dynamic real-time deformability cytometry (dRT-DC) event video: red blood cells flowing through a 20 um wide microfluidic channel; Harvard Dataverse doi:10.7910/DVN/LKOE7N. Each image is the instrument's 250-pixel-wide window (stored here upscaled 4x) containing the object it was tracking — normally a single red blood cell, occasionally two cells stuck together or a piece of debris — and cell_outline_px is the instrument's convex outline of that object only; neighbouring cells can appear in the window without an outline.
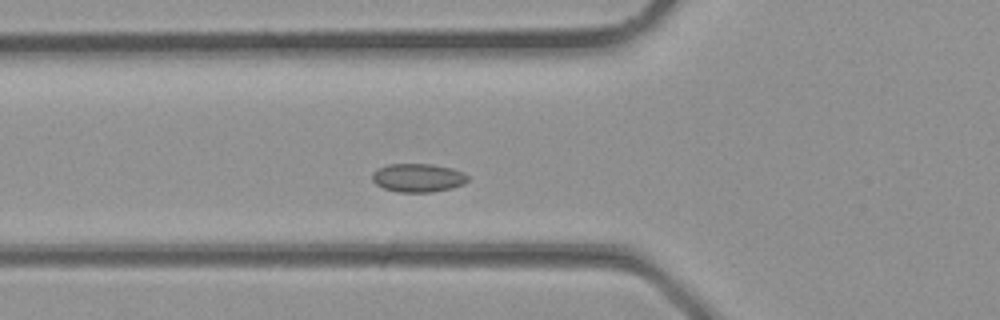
{"species": "common noctule bat (a hibernating species)", "species_latin": "Nyctalus noctula", "temperature_condition": "room temperature", "stored_images_in_passage": 32, "camera_frame_rate_fps": 3000, "um_per_image_px": 0.085, "animal": {"sex": "male", "body_mass_g": 23.1, "forearm_length_mm": 52.7}, "frame": {"image": 1, "passage_image": 9, "time_ms": 2.667, "image_size_px": [1000, 320], "cell_outline_px": [[468, 180], [464, 184], [452, 188], [432, 192], [396, 192], [384, 188], [376, 184], [372, 180], [372, 172], [376, 168], [388, 164], [432, 164], [452, 168], [464, 172], [468, 176]], "centroid_in_image_um": [35.52, 15.11], "position_along_channel_um": 90.3, "area_um2": 16.07}}
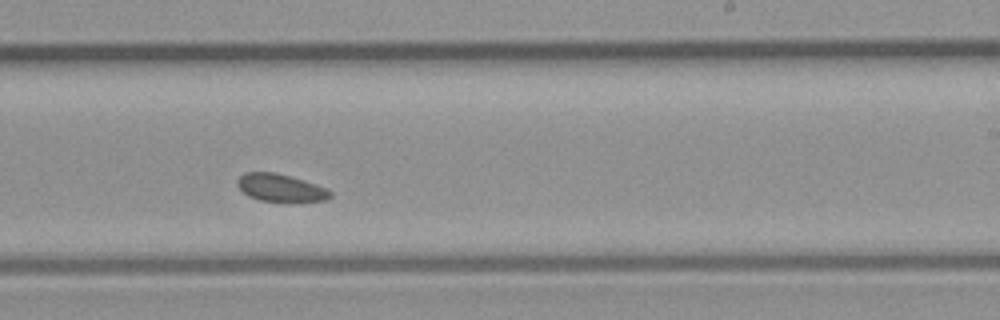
{"frame": {"image": 2, "passage_image": 18, "time_ms": 5.667, "image_size_px": [1000, 320], "cell_outline_px": [[332, 196], [328, 200], [288, 204], [284, 204], [260, 200], [248, 196], [236, 184], [236, 180], [244, 172], [276, 172], [304, 180], [328, 188], [332, 192]], "centroid_in_image_um": [23.9, 16.01], "position_along_channel_um": 265.1, "area_um2": 15.72}}
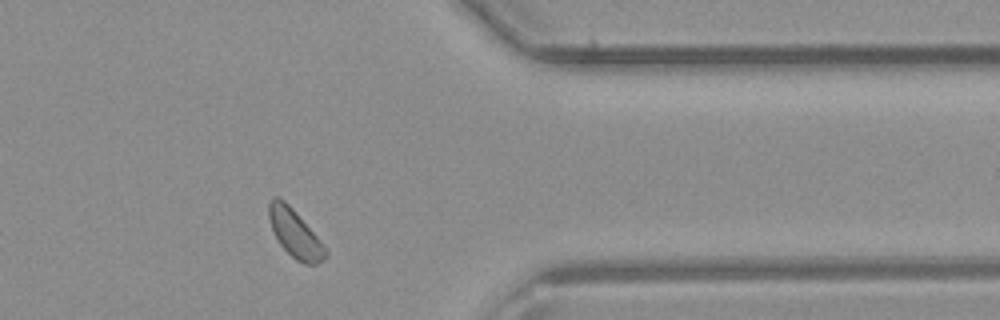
{"frame": {"image": 3, "passage_image": 25, "time_ms": 8.0, "image_size_px": [1000, 320], "cell_outline_px": [[328, 252], [324, 260], [316, 264], [304, 264], [296, 260], [280, 244], [272, 228], [268, 216], [268, 204], [272, 196], [276, 196], [284, 200], [292, 208], [316, 236]], "centroid_in_image_um": [25.05, 19.83], "position_along_channel_um": 386.4, "area_um2": 15.43}}